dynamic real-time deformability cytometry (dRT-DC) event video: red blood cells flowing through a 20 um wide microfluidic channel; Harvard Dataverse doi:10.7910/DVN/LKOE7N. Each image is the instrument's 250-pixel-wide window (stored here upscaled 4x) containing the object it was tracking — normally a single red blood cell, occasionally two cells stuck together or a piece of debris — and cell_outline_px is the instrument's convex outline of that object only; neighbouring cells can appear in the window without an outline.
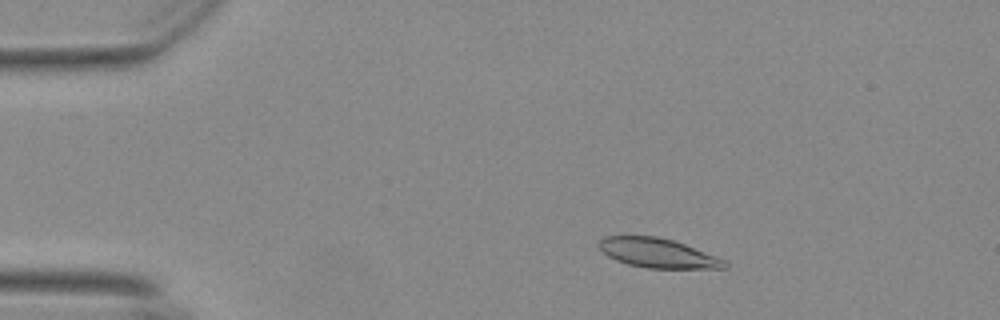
{"species": "Egyptian fruit bat (a non-hibernating species)", "species_latin": "Rousettus aegyptiacus", "temperature_condition": "warm", "stored_images_in_passage": 55, "camera_frame_rate_fps": 3000, "um_per_image_px": 0.085, "animal": {"sex": "female"}, "frame": {"image": 1, "passage_image": 9, "time_ms": 2.667, "image_size_px": [1000, 320], "cell_outline_px": [[728, 268], [648, 268], [628, 264], [616, 260], [608, 256], [596, 244], [604, 236], [656, 236], [672, 240], [684, 244], [716, 256], [724, 260], [728, 264]], "centroid_in_image_um": [55.89, 21.51], "position_along_channel_um": 29.1, "area_um2": 21.33}}
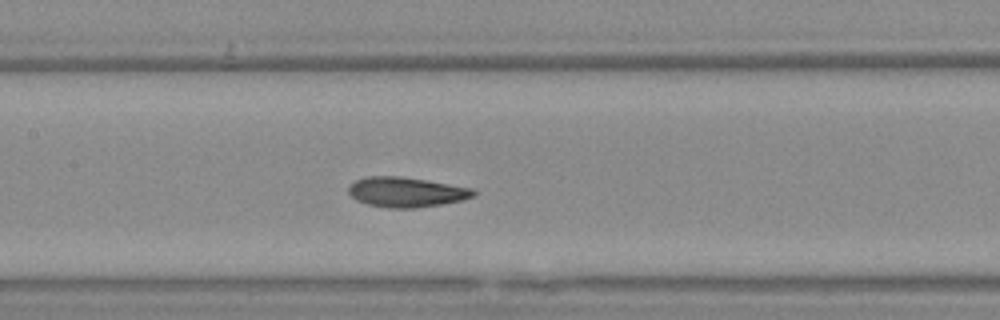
{"frame": {"image": 2, "passage_image": 26, "time_ms": 8.333, "image_size_px": [1000, 320], "cell_outline_px": [[476, 196], [460, 200], [440, 204], [416, 208], [388, 208], [368, 204], [356, 200], [348, 192], [348, 188], [356, 180], [368, 176], [400, 176], [472, 188], [476, 192]], "centroid_in_image_um": [34.52, 16.33], "position_along_channel_um": 172.9, "area_um2": 21.56}}
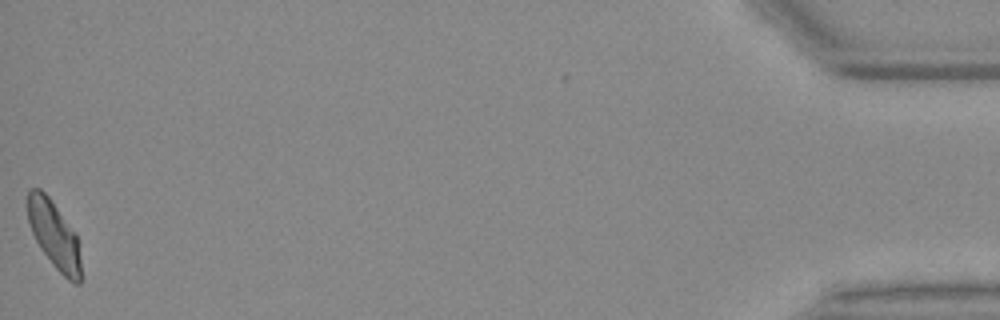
{"frame": {"image": 3, "passage_image": 55, "time_ms": 18.0, "image_size_px": [1000, 320], "cell_outline_px": [[80, 284], [76, 284], [68, 280], [56, 268], [40, 248], [32, 232], [28, 220], [28, 192], [32, 188], [40, 188], [52, 200], [76, 232], [80, 260]], "centroid_in_image_um": [4.61, 19.94], "position_along_channel_um": 430.6, "area_um2": 20.75}, "authors_computed_cell_mechanics": {"area_um2": 21.6172, "velocity_mm_per_s": 3.6634, "shape_relaxation_time_tau1_ms": 4.9218, "shape_relaxation_time_tau2_ms": 1.699, "deformation_change_tau1": 0.1468, "deformation_change_tau2": 0.0837}}